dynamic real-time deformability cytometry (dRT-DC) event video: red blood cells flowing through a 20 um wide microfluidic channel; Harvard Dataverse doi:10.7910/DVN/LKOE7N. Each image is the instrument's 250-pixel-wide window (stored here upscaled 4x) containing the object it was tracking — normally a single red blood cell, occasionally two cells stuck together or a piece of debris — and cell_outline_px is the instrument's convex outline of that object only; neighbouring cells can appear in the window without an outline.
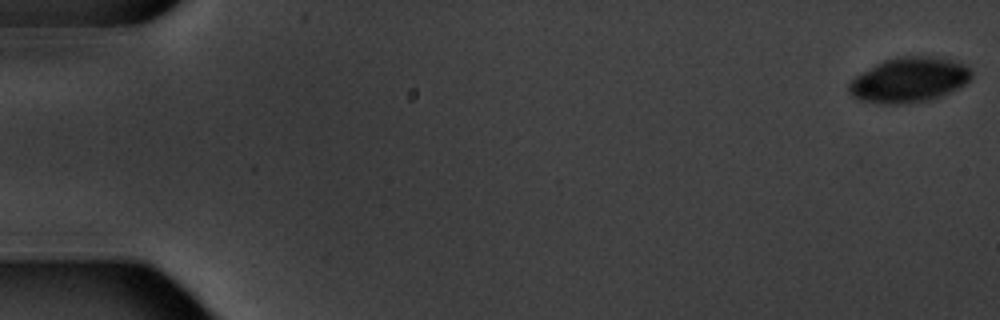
{"species": "common noctule bat (a hibernating species)", "species_latin": "Nyctalus noctula", "temperature_condition": "warm", "stored_images_in_passage": 6, "segment_of_instrument_passage": [1, 2], "camera_frame_rate_fps": 3000, "um_per_image_px": 0.085, "animal": {"sex": "male", "body_mass_g": 20.1, "forearm_length_mm": 53.5}, "frame": {"image": 1, "passage_image": 1, "time_ms": 0.0, "image_size_px": [1000, 320], "cell_outline_px": [[972, 80], [932, 100], [908, 104], [880, 104], [860, 100], [852, 96], [848, 92], [848, 84], [856, 76], [876, 64], [884, 60], [904, 56], [932, 56], [952, 60], [964, 64], [972, 68]], "centroid_in_image_um": [77.28, 6.8], "position_along_channel_um": 7.7, "area_um2": 32.25}}